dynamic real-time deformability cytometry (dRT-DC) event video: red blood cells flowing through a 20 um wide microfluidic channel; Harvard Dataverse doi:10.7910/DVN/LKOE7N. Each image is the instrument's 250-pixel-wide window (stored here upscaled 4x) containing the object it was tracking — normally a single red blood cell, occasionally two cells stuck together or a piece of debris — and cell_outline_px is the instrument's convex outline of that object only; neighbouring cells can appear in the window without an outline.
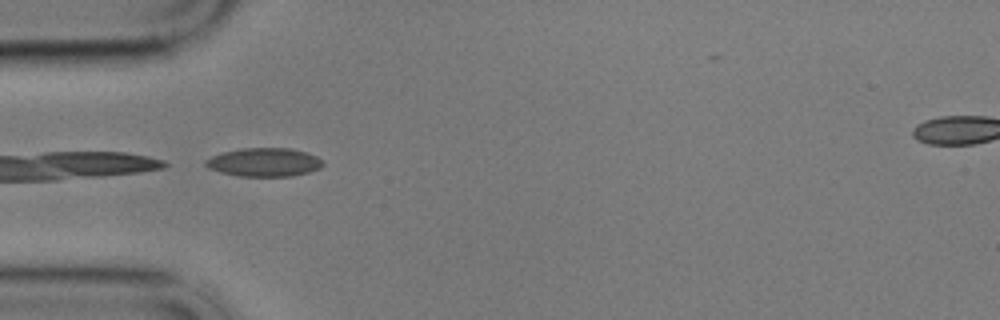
{"species": "common noctule bat (a hibernating species)", "species_latin": "Nyctalus noctula", "temperature_condition": "cold", "stored_images_in_passage": 18, "camera_frame_rate_fps": 3000, "um_per_image_px": 0.085, "animal": {"sex": "male", "body_mass_g": 17.9}, "frame": {"image": 1, "passage_image": 1, "time_ms": 0.0, "image_size_px": [1000, 320], "cell_outline_px": [[324, 164], [320, 168], [308, 172], [292, 176], [240, 176], [220, 172], [208, 168], [204, 164], [204, 160], [212, 156], [224, 152], [240, 148], [288, 148], [308, 152], [324, 160]], "centroid_in_image_um": [22.47, 13.78], "position_along_channel_um": 62.5, "area_um2": 19.59}}